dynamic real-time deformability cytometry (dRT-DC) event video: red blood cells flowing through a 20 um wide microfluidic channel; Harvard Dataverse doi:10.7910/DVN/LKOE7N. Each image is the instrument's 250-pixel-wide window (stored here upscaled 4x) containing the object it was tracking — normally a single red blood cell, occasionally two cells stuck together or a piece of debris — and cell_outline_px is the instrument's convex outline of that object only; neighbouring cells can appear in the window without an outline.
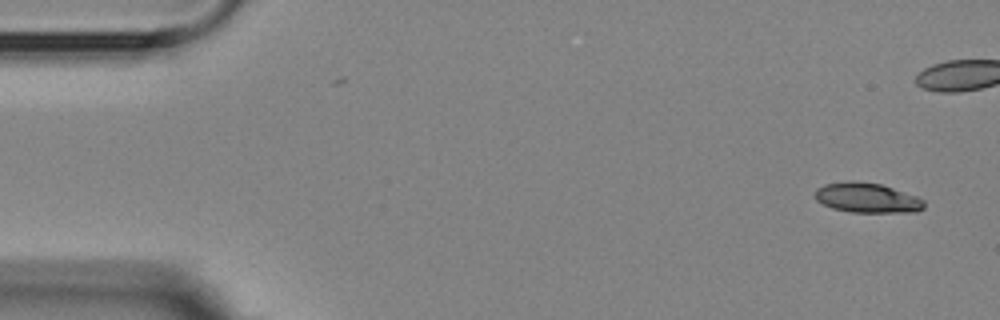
{"species": "Egyptian fruit bat (a non-hibernating species)", "species_latin": "Rousettus aegyptiacus", "temperature_condition": "room temperature", "stored_images_in_passage": 2, "camera_frame_rate_fps": 3000, "um_per_image_px": 0.085, "animal": {"sex": "female"}, "frame": {"image": 1, "passage_image": 2, "time_ms": 1.0, "image_size_px": [1000, 320], "cell_outline_px": [[924, 208], [916, 212], [852, 212], [832, 208], [816, 200], [812, 196], [816, 188], [824, 184], [848, 180], [852, 180], [880, 184], [916, 196], [924, 200]], "centroid_in_image_um": [73.65, 16.81], "position_along_channel_um": 11.3, "area_um2": 19.07}}